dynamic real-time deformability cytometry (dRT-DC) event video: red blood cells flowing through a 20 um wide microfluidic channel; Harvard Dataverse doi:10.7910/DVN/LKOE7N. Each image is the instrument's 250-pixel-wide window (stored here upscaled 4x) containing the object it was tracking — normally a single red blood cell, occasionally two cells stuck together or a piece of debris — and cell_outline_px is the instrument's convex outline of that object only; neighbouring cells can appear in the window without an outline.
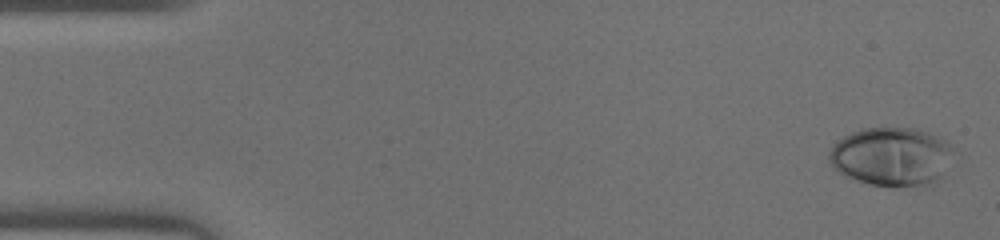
{"species": "human", "species_latin": "Homo sapiens", "temperature_condition": "warm", "stored_images_in_passage": 46, "camera_frame_rate_fps": 3000, "um_per_image_px": 0.085, "donor": {"sex": "male"}, "frame": {"image": 1, "passage_image": 1, "time_ms": 0.0, "image_size_px": [1000, 240], "cell_outline_px": [[960, 156], [956, 164], [936, 184], [920, 188], [896, 188], [872, 184], [856, 180], [844, 176], [832, 168], [828, 160], [828, 152], [836, 140], [860, 128], [912, 128], [928, 132], [952, 144], [956, 148]], "centroid_in_image_um": [75.93, 13.36], "position_along_channel_um": 9.1, "area_um2": 44.91}}
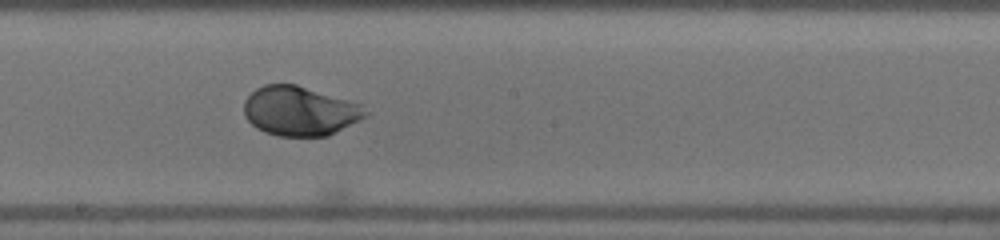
{"frame": {"image": 2, "passage_image": 25, "time_ms": 8.0, "image_size_px": [1000, 240], "cell_outline_px": [[368, 116], [328, 136], [280, 136], [264, 132], [256, 128], [244, 116], [244, 100], [256, 88], [264, 84], [296, 84], [364, 104], [368, 112]], "centroid_in_image_um": [25.51, 9.43], "position_along_channel_um": 222.7, "area_um2": 35.32}}
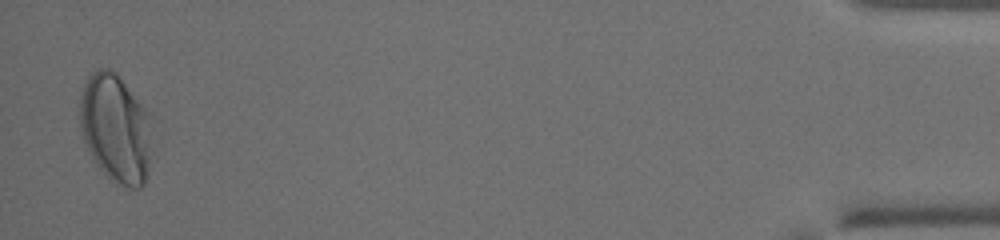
{"frame": {"image": 3, "passage_image": 45, "time_ms": 14.667, "image_size_px": [1000, 240], "cell_outline_px": [[152, 152], [144, 184], [140, 188], [128, 188], [116, 184], [96, 164], [84, 144], [80, 128], [80, 92], [88, 76], [96, 68], [108, 68], [116, 72], [140, 104], [144, 112]], "centroid_in_image_um": [9.76, 10.94], "position_along_channel_um": 425.4, "area_um2": 44.97}}